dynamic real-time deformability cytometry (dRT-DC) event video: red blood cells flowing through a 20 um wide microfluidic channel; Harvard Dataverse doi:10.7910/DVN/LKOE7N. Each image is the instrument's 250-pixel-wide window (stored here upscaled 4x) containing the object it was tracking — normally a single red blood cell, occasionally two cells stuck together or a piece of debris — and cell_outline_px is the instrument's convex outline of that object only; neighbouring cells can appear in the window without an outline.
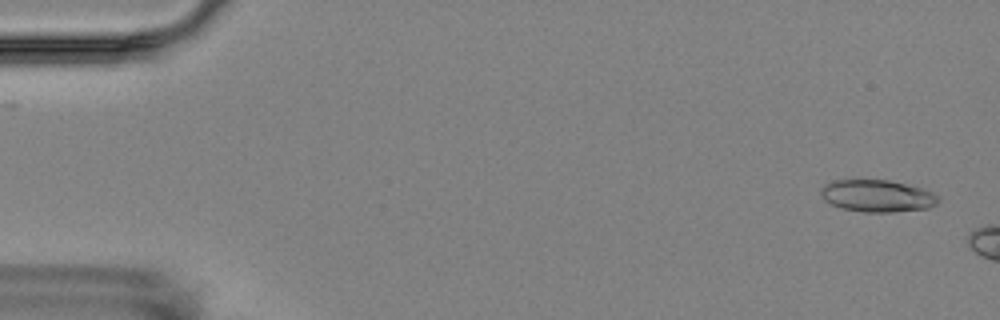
{"species": "Egyptian fruit bat (a non-hibernating species)", "species_latin": "Rousettus aegyptiacus", "temperature_condition": "room temperature", "stored_images_in_passage": 2, "camera_frame_rate_fps": 3000, "um_per_image_px": 0.085, "animal": {"sex": "female"}, "frame": {"image": 1, "passage_image": 2, "time_ms": 1.0, "image_size_px": [1000, 320], "cell_outline_px": [[940, 200], [936, 204], [928, 208], [892, 212], [864, 212], [840, 208], [824, 200], [820, 192], [824, 184], [832, 180], [888, 180], [920, 188], [932, 192], [940, 196]], "centroid_in_image_um": [74.55, 16.65], "position_along_channel_um": 10.4, "area_um2": 21.91}}